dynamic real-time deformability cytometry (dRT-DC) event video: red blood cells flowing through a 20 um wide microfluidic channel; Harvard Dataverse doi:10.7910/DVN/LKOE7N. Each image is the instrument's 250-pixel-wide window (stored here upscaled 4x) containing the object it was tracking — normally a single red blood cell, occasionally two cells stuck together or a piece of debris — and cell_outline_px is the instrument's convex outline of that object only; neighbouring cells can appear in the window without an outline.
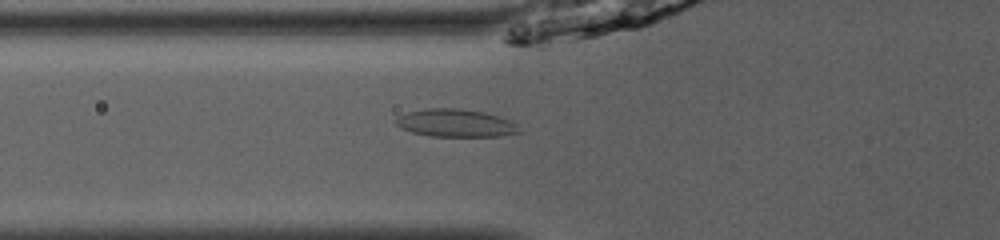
{"species": "common noctule bat (a hibernating species)", "species_latin": "Nyctalus noctula", "temperature_condition": "room temperature", "stored_images_in_passage": 52, "camera_frame_rate_fps": 3000, "um_per_image_px": 0.085, "animal": {"sex": "male", "body_mass_g": 13.0, "forearm_length_mm": 53.1}, "frame": {"image": 1, "passage_image": 21, "time_ms": 6.667, "image_size_px": [1000, 240], "cell_outline_px": [[520, 132], [500, 136], [428, 136], [412, 132], [400, 128], [396, 124], [396, 116], [408, 112], [428, 108], [460, 108], [484, 112], [508, 120], [516, 124], [520, 128]], "centroid_in_image_um": [38.69, 10.46], "position_along_channel_um": 87.1, "area_um2": 19.88}}
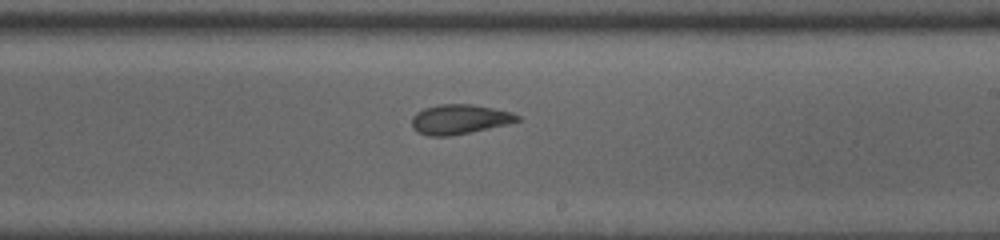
{"frame": {"image": 2, "passage_image": 33, "time_ms": 10.667, "image_size_px": [1000, 240], "cell_outline_px": [[520, 120], [508, 124], [448, 136], [428, 136], [416, 132], [412, 128], [412, 116], [416, 112], [424, 108], [440, 104], [472, 104], [512, 112], [520, 116]], "centroid_in_image_um": [39.02, 10.13], "position_along_channel_um": 250.0, "area_um2": 18.21}}
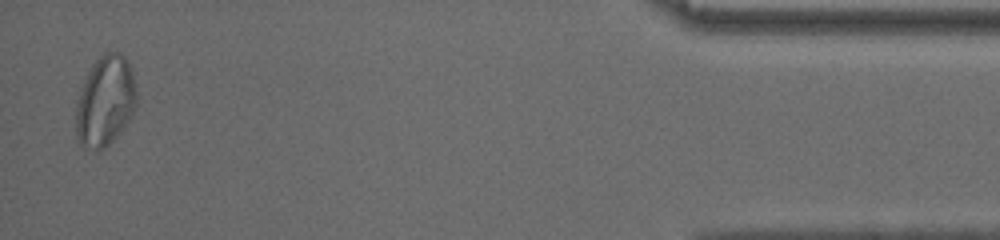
{"frame": {"image": 3, "passage_image": 51, "time_ms": 16.667, "image_size_px": [1000, 240], "cell_outline_px": [[136, 108], [132, 116], [112, 140], [104, 148], [96, 152], [80, 144], [76, 140], [76, 104], [80, 88], [92, 64], [104, 52], [120, 52], [124, 56], [132, 72], [136, 92]], "centroid_in_image_um": [8.92, 8.6], "position_along_channel_um": 426.3, "area_um2": 31.91}, "authors_computed_cell_mechanics": {"area_um2": 21.6461, "velocity_mm_per_s": 4.0432, "shape_relaxation_time_tau1_ms": 5.0076, "shape_relaxation_time_tau2_ms": 3.1377, "deformation_change_tau1": 0.1081, "deformation_change_tau2": 0.0715}}